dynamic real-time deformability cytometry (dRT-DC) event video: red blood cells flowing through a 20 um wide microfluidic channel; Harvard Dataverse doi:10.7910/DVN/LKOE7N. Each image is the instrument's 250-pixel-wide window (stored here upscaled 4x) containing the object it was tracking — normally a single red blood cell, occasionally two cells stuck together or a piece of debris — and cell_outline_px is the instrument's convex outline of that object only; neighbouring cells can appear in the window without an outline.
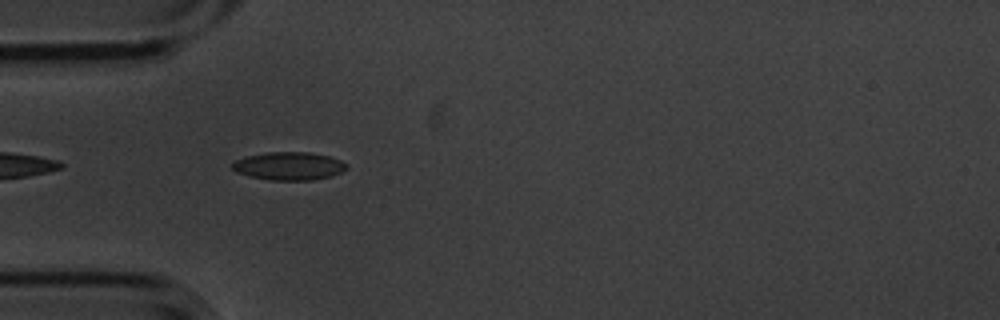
{"species": "common noctule bat (a hibernating species)", "species_latin": "Nyctalus noctula", "temperature_condition": "cold", "stored_images_in_passage": 5, "camera_frame_rate_fps": 3000, "um_per_image_px": 0.085, "animal": {"sex": "male", "body_mass_g": 20.1, "forearm_length_mm": 53.5}, "frame": {"image": 1, "passage_image": 4, "time_ms": 1.0, "image_size_px": [1000, 320], "cell_outline_px": [[348, 168], [332, 176], [312, 180], [268, 180], [248, 176], [236, 172], [232, 168], [232, 164], [236, 160], [244, 156], [268, 152], [308, 152], [328, 156], [340, 160], [348, 164]], "centroid_in_image_um": [24.55, 14.11], "position_along_channel_um": 60.5, "area_um2": 18.79}}
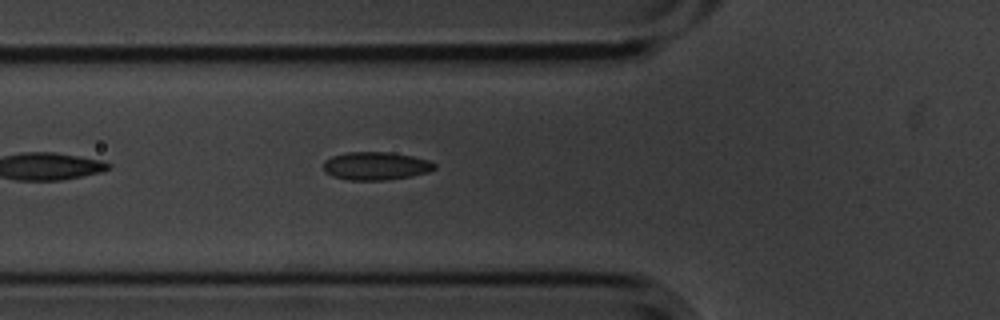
{"frame": {"image": 2, "passage_image": 5, "time_ms": 1.333, "image_size_px": [1000, 320], "cell_outline_px": [[436, 168], [428, 172], [412, 176], [384, 180], [348, 180], [332, 176], [324, 172], [324, 160], [332, 156], [348, 152], [388, 152], [412, 156], [428, 160], [436, 164]], "centroid_in_image_um": [31.93, 14.11], "position_along_channel_um": 93.9, "area_um2": 18.21}}